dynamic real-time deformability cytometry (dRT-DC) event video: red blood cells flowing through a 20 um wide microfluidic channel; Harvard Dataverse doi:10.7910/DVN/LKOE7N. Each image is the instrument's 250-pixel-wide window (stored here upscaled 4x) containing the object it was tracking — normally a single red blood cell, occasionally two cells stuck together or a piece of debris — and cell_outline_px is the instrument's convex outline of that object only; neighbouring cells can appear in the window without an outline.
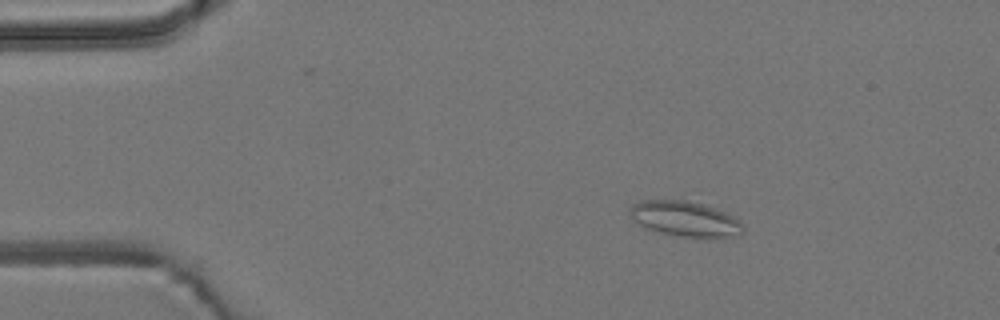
{"species": "common noctule bat (a hibernating species)", "species_latin": "Nyctalus noctula", "temperature_condition": "room temperature", "stored_images_in_passage": 56, "camera_frame_rate_fps": 3000, "um_per_image_px": 0.085, "animal": {"sex": "male", "body_mass_g": 19.2, "forearm_length_mm": 51.8}, "frame": {"image": 1, "passage_image": 10, "time_ms": 3.0, "image_size_px": [1000, 320], "cell_outline_px": [[744, 232], [704, 240], [680, 236], [660, 232], [644, 228], [636, 224], [628, 216], [628, 212], [632, 204], [640, 200], [684, 200], [704, 204], [716, 208], [736, 216], [744, 224]], "centroid_in_image_um": [58.21, 18.61], "position_along_channel_um": 26.8, "area_um2": 23.99}}
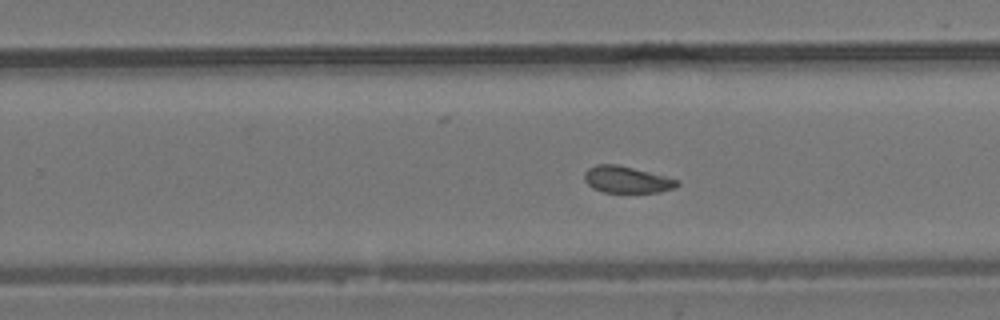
{"frame": {"image": 2, "passage_image": 35, "time_ms": 11.333, "image_size_px": [1000, 320], "cell_outline_px": [[680, 184], [672, 188], [660, 192], [604, 192], [592, 188], [584, 180], [584, 172], [588, 168], [596, 164], [616, 164], [680, 180]], "centroid_in_image_um": [53.24, 15.27], "position_along_channel_um": 276.6, "area_um2": 14.28}}
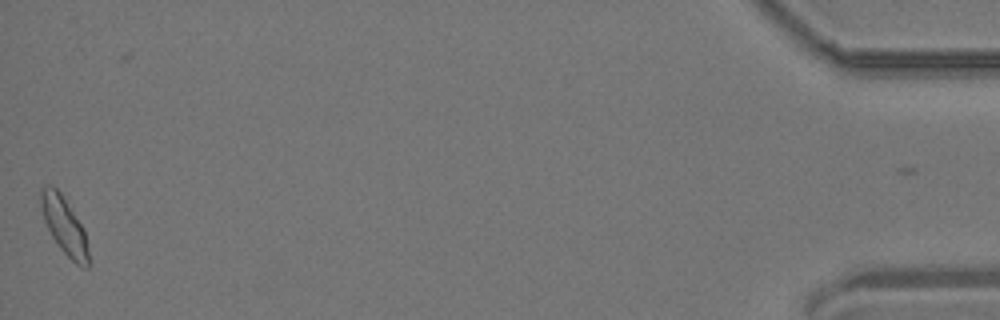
{"frame": {"image": 3, "passage_image": 55, "time_ms": 18.0, "image_size_px": [1000, 320], "cell_outline_px": [[92, 264], [88, 268], [84, 268], [76, 264], [60, 248], [52, 236], [44, 220], [40, 204], [40, 192], [48, 184], [52, 184], [68, 196], [84, 228]], "centroid_in_image_um": [5.53, 19.14], "position_along_channel_um": 429.7, "area_um2": 16.82}, "authors_computed_cell_mechanics": {"area_um2": 15.4615, "velocity_mm_per_s": 3.7927, "shape_relaxation_time_tau1_ms": null, "shape_relaxation_time_tau2_ms": 1.6904, "deformation_change_tau1": null, "deformation_change_tau2": 0.0714}}